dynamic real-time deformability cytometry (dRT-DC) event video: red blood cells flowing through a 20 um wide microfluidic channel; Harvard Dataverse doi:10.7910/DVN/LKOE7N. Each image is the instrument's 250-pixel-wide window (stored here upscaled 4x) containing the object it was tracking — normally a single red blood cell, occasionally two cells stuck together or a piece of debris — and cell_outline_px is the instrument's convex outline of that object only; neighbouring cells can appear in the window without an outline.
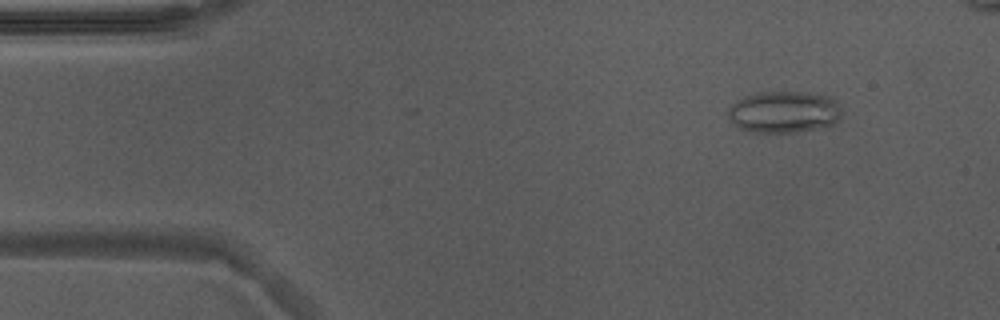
{"species": "Egyptian fruit bat (a non-hibernating species)", "species_latin": "Rousettus aegyptiacus", "temperature_condition": "warm", "stored_images_in_passage": 42, "camera_frame_rate_fps": 3000, "um_per_image_px": 0.085, "animal": {"sex": "male"}, "frame": {"image": 1, "passage_image": 6, "time_ms": 1.667, "image_size_px": [1000, 320], "cell_outline_px": [[840, 116], [828, 128], [796, 132], [752, 132], [740, 128], [732, 124], [728, 116], [728, 108], [736, 100], [744, 96], [756, 92], [808, 92], [832, 96], [836, 100], [840, 108]], "centroid_in_image_um": [66.64, 9.51], "position_along_channel_um": 18.4, "area_um2": 28.09}}
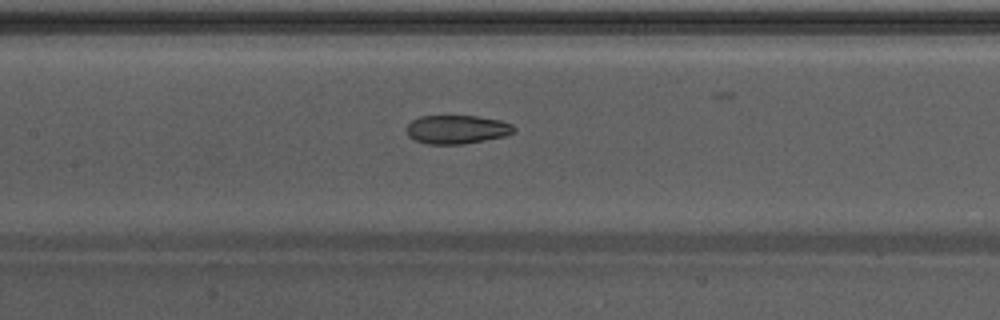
{"frame": {"image": 2, "passage_image": 24, "time_ms": 7.667, "image_size_px": [1000, 320], "cell_outline_px": [[516, 128], [512, 132], [504, 136], [484, 140], [460, 144], [428, 144], [416, 140], [408, 136], [408, 124], [412, 120], [420, 116], [476, 116], [500, 120], [512, 124]], "centroid_in_image_um": [38.83, 10.99], "position_along_channel_um": 168.6, "area_um2": 17.69}}
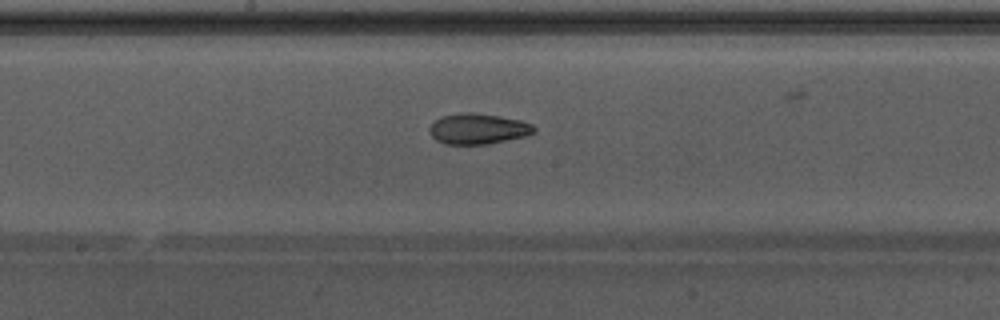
{"frame": {"image": 3, "passage_image": 27, "time_ms": 8.667, "image_size_px": [1000, 320], "cell_outline_px": [[536, 132], [528, 136], [488, 144], [444, 144], [436, 140], [428, 132], [428, 128], [436, 120], [444, 116], [468, 112], [476, 112], [520, 120], [532, 124], [536, 128]], "centroid_in_image_um": [40.66, 10.96], "position_along_channel_um": 207.5, "area_um2": 18.73}}